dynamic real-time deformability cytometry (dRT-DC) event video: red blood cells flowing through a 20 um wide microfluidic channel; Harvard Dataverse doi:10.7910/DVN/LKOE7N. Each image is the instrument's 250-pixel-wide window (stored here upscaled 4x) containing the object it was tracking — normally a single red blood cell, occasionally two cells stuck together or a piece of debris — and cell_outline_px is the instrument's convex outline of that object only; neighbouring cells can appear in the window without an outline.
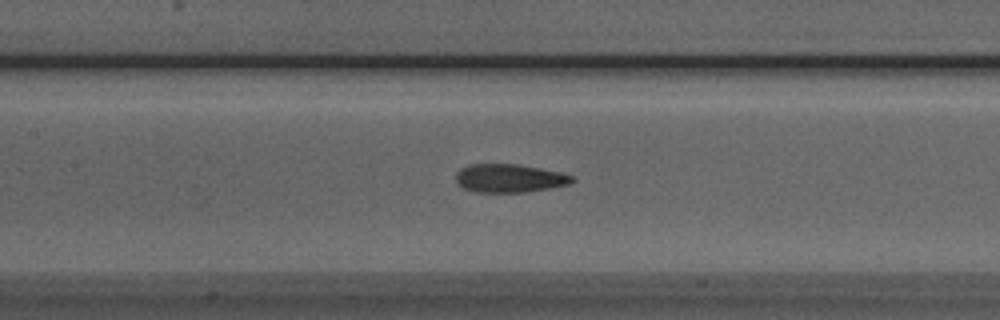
{"species": "Egyptian fruit bat (a non-hibernating species)", "species_latin": "Rousettus aegyptiacus", "temperature_condition": "room temperature", "stored_images_in_passage": 42, "camera_frame_rate_fps": 3000, "um_per_image_px": 0.085, "animal": {"sex": "male"}, "frame": {"image": 1, "passage_image": 23, "time_ms": 7.333, "image_size_px": [1000, 320], "cell_outline_px": [[576, 180], [568, 184], [528, 192], [472, 192], [456, 184], [456, 172], [460, 168], [468, 164], [516, 164], [540, 168], [560, 172], [572, 176]], "centroid_in_image_um": [43.25, 15.15], "position_along_channel_um": 164.2, "area_um2": 19.31}}
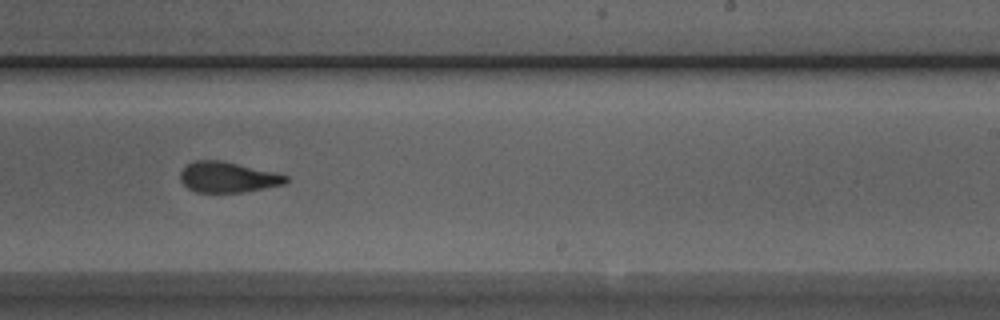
{"frame": {"image": 2, "passage_image": 31, "time_ms": 10.0, "image_size_px": [1000, 320], "cell_outline_px": [[288, 180], [284, 184], [244, 192], [196, 192], [188, 188], [180, 180], [180, 172], [188, 164], [196, 160], [220, 160], [276, 172], [288, 176]], "centroid_in_image_um": [19.36, 15.06], "position_along_channel_um": 269.6, "area_um2": 18.73}}
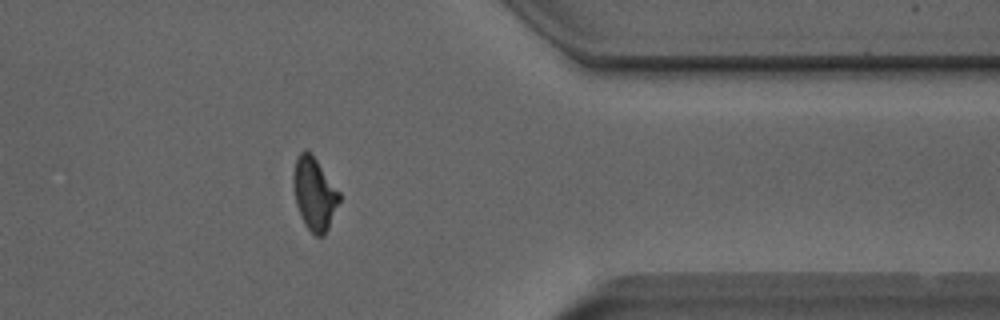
{"frame": {"image": 3, "passage_image": 41, "time_ms": 13.333, "image_size_px": [1000, 320], "cell_outline_px": [[340, 200], [328, 228], [324, 236], [316, 236], [304, 224], [300, 216], [296, 204], [292, 184], [292, 172], [296, 156], [300, 152], [312, 152], [340, 192]], "centroid_in_image_um": [26.7, 16.44], "position_along_channel_um": 384.7, "area_um2": 19.71}}